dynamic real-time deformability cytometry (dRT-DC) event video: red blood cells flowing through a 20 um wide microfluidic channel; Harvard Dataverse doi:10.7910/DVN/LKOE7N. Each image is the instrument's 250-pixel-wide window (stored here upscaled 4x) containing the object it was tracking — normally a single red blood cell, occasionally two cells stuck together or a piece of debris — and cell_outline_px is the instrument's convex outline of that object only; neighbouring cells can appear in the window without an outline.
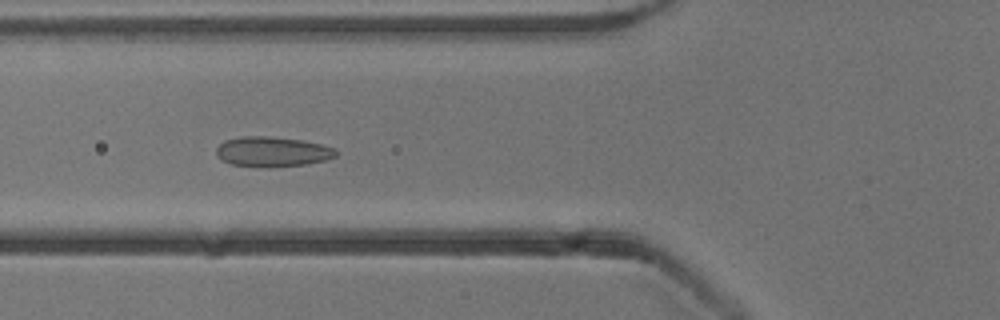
{"species": "common noctule bat (a hibernating species)", "species_latin": "Nyctalus noctula", "temperature_condition": "cold", "stored_images_in_passage": 7, "camera_frame_rate_fps": 3000, "um_per_image_px": 0.085, "animal": {"sex": "male", "body_mass_g": 13.3}, "frame": {"image": 1, "passage_image": 4, "time_ms": 3.333, "image_size_px": [1000, 320], "cell_outline_px": [[340, 152], [336, 156], [324, 160], [304, 164], [232, 164], [220, 160], [216, 152], [216, 148], [224, 140], [240, 136], [268, 136], [304, 140], [336, 148]], "centroid_in_image_um": [23.17, 12.83], "position_along_channel_um": 102.6, "area_um2": 20.11}}
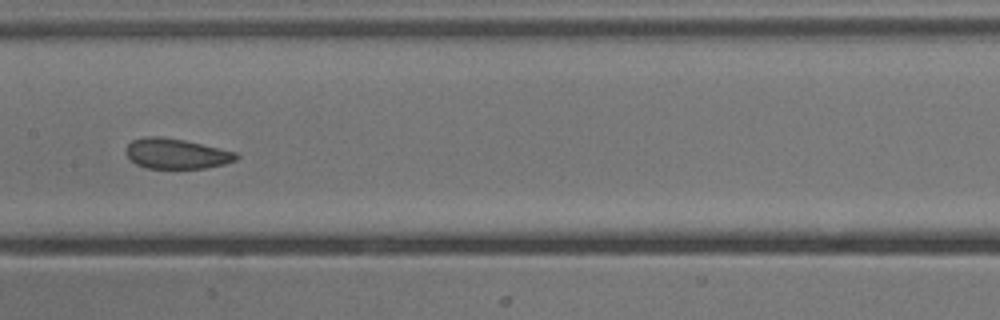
{"frame": {"image": 2, "passage_image": 6, "time_ms": 5.667, "image_size_px": [1000, 320], "cell_outline_px": [[240, 156], [236, 160], [224, 164], [204, 168], [148, 168], [136, 164], [124, 152], [128, 144], [132, 140], [144, 136], [160, 136], [184, 140], [236, 152]], "centroid_in_image_um": [14.97, 13.05], "position_along_channel_um": 192.4, "area_um2": 19.36}}
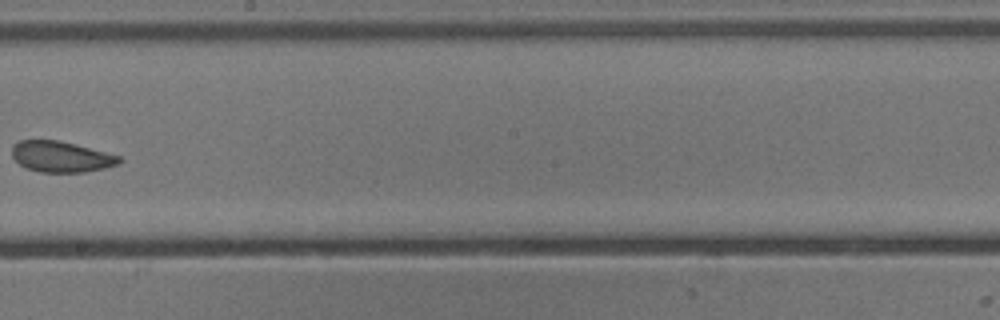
{"frame": {"image": 3, "passage_image": 7, "time_ms": 7.0, "image_size_px": [1000, 320], "cell_outline_px": [[124, 160], [120, 164], [104, 168], [84, 172], [40, 172], [28, 168], [20, 164], [12, 156], [12, 144], [20, 140], [60, 140], [76, 144], [120, 156]], "centroid_in_image_um": [5.21, 13.31], "position_along_channel_um": 243.0, "area_um2": 19.36}}